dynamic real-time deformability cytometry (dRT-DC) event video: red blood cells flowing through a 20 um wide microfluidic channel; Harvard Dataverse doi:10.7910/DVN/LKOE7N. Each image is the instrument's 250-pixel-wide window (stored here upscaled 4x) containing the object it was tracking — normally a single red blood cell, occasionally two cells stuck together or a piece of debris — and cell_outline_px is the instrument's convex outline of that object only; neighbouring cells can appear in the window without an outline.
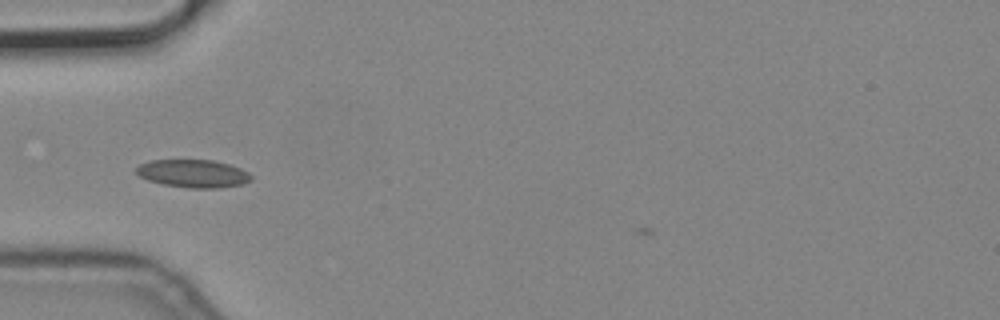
{"species": "common noctule bat (a hibernating species)", "species_latin": "Nyctalus noctula", "temperature_condition": "cold", "stored_images_in_passage": 41, "camera_frame_rate_fps": 3000, "um_per_image_px": 0.085, "animal": {"sex": "male", "body_mass_g": 19.2, "forearm_length_mm": 51.8}, "frame": {"image": 1, "passage_image": 7, "time_ms": 2.0, "image_size_px": [1000, 320], "cell_outline_px": [[252, 180], [244, 184], [220, 188], [188, 188], [164, 184], [148, 180], [140, 176], [136, 172], [136, 168], [140, 164], [152, 160], [212, 160], [228, 164], [240, 168], [248, 172], [252, 176]], "centroid_in_image_um": [16.45, 14.76], "position_along_channel_um": 68.5, "area_um2": 18.67}}
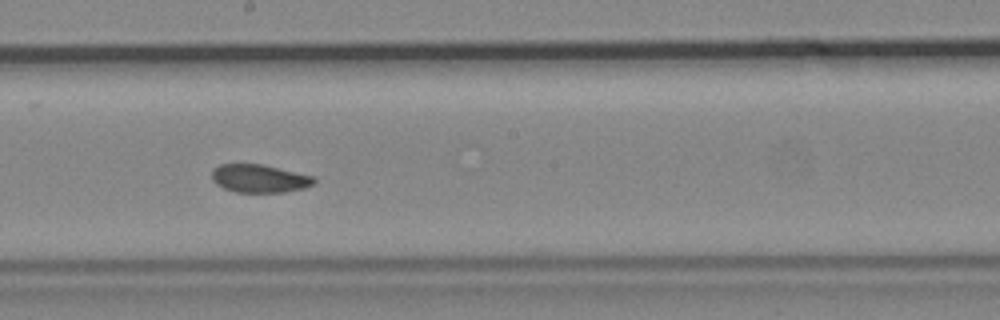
{"frame": {"image": 2, "passage_image": 20, "time_ms": 6.333, "image_size_px": [1000, 320], "cell_outline_px": [[316, 184], [304, 188], [284, 192], [236, 192], [224, 188], [216, 184], [212, 180], [212, 172], [220, 164], [264, 164], [312, 176], [316, 180]], "centroid_in_image_um": [22.07, 15.17], "position_along_channel_um": 226.1, "area_um2": 16.7}}
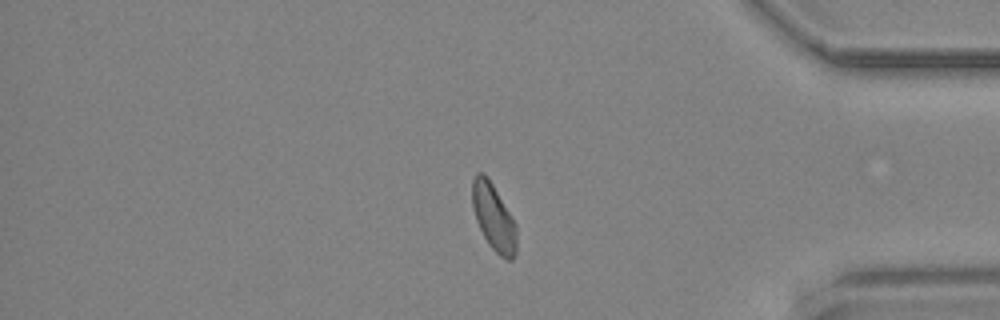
{"frame": {"image": 3, "passage_image": 36, "time_ms": 11.667, "image_size_px": [1000, 320], "cell_outline_px": [[516, 252], [512, 260], [508, 260], [500, 256], [488, 244], [476, 220], [472, 204], [472, 180], [476, 172], [484, 172], [492, 184], [512, 216], [516, 224]], "centroid_in_image_um": [41.95, 18.46], "position_along_channel_um": 393.2, "area_um2": 17.17}}